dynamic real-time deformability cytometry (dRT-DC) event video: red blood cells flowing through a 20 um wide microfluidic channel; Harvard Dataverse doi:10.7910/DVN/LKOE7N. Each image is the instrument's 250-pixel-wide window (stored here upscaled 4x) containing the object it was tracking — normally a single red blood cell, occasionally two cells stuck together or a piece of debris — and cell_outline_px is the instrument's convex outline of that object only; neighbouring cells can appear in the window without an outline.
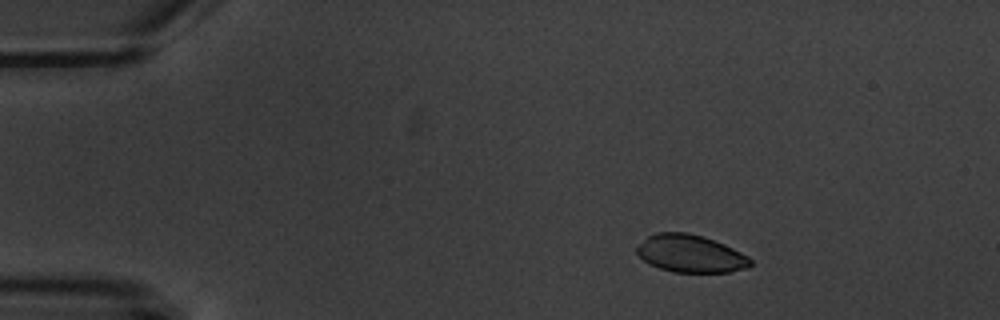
{"species": "common noctule bat (a hibernating species)", "species_latin": "Nyctalus noctula", "temperature_condition": "warm", "stored_images_in_passage": 5, "camera_frame_rate_fps": 3000, "um_per_image_px": 0.085, "animal": {"sex": "male", "body_mass_g": 20.1, "forearm_length_mm": 53.5}, "frame": {"image": 1, "passage_image": 1, "time_ms": 0.0, "image_size_px": [1000, 320], "cell_outline_px": [[752, 264], [748, 268], [728, 272], [672, 272], [660, 268], [644, 260], [636, 252], [636, 248], [648, 236], [656, 232], [688, 232], [704, 236], [724, 244], [748, 256], [752, 260]], "centroid_in_image_um": [58.71, 21.55], "position_along_channel_um": 26.3, "area_um2": 24.8}}